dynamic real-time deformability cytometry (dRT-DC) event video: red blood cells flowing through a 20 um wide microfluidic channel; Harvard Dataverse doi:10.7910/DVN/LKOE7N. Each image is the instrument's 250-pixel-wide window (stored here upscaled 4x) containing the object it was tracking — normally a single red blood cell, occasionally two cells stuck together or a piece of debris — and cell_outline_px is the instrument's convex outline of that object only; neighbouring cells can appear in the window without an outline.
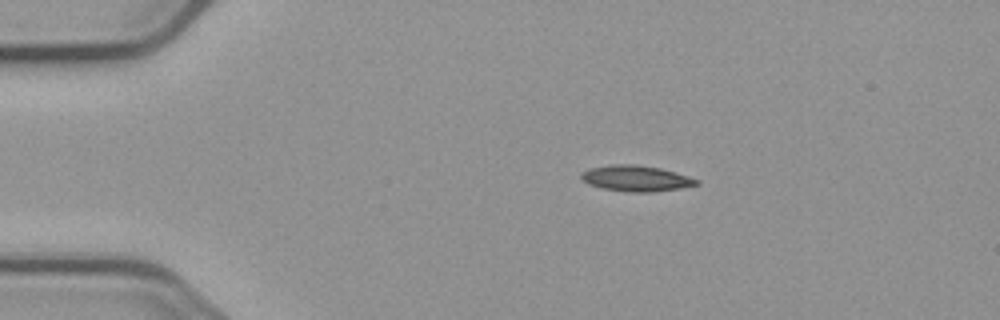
{"species": "common noctule bat (a hibernating species)", "species_latin": "Nyctalus noctula", "temperature_condition": "cold", "stored_images_in_passage": 6, "camera_frame_rate_fps": 3000, "um_per_image_px": 0.085, "animal": {"sex": "male", "body_mass_g": 23.1, "forearm_length_mm": 52.7}, "frame": {"image": 1, "passage_image": 1, "time_ms": 0.0, "image_size_px": [1000, 320], "cell_outline_px": [[700, 184], [680, 188], [652, 192], [632, 192], [604, 188], [588, 184], [580, 176], [588, 168], [612, 164], [636, 164], [660, 168], [676, 172], [700, 180]], "centroid_in_image_um": [54.1, 15.15], "position_along_channel_um": 30.9, "area_um2": 17.28}}
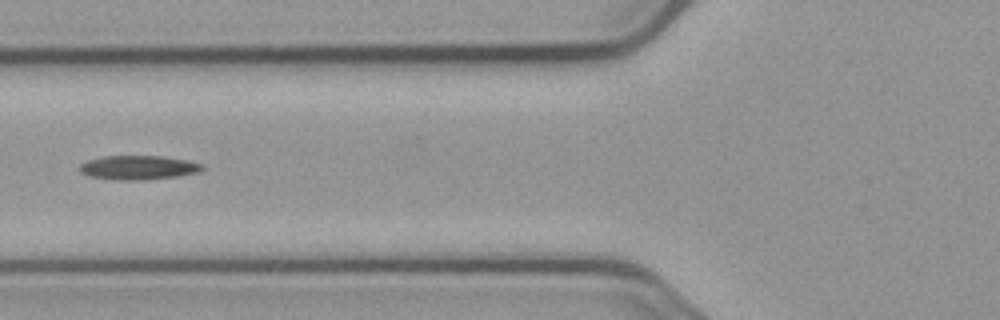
{"frame": {"image": 2, "passage_image": 4, "time_ms": 3.667, "image_size_px": [1000, 320], "cell_outline_px": [[204, 168], [200, 172], [180, 176], [148, 180], [116, 180], [88, 176], [80, 172], [80, 164], [88, 160], [104, 156], [164, 156], [188, 160], [204, 164]], "centroid_in_image_um": [11.81, 14.25], "position_along_channel_um": 114.0, "area_um2": 17.51}}
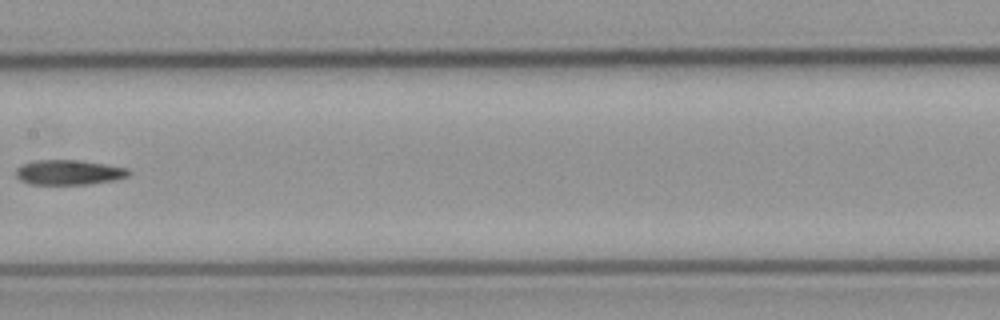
{"frame": {"image": 3, "passage_image": 6, "time_ms": 6.0, "image_size_px": [1000, 320], "cell_outline_px": [[132, 172], [128, 176], [112, 180], [88, 184], [32, 184], [20, 180], [16, 176], [16, 168], [20, 164], [32, 160], [80, 160], [128, 168]], "centroid_in_image_um": [5.82, 14.64], "position_along_channel_um": 201.6, "area_um2": 16.42}}